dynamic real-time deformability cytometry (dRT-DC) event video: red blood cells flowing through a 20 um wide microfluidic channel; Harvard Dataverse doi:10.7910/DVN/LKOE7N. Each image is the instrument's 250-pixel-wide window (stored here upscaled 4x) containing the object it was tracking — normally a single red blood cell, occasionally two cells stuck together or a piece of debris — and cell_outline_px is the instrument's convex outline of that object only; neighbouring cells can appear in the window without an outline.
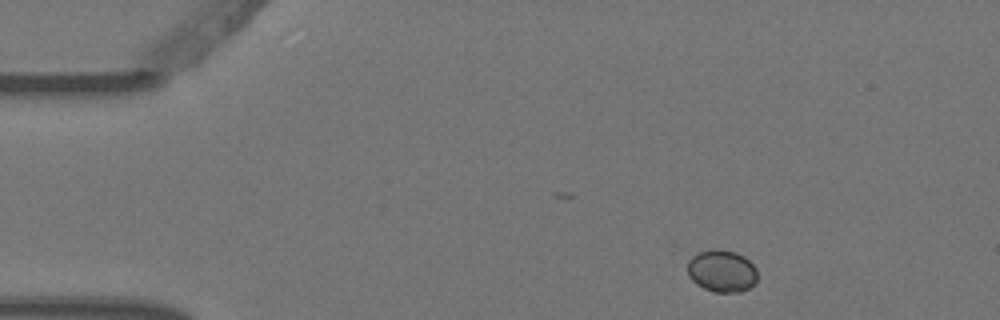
{"species": "Egyptian fruit bat (a non-hibernating species)", "species_latin": "Rousettus aegyptiacus", "temperature_condition": "warm", "stored_images_in_passage": 4, "camera_frame_rate_fps": 3000, "um_per_image_px": 0.085, "animal": {"sex": "female"}, "frame": {"image": 1, "passage_image": 1, "time_ms": 0.0, "image_size_px": [1000, 320], "cell_outline_px": [[756, 280], [748, 288], [740, 292], [716, 292], [704, 288], [696, 284], [688, 276], [688, 260], [692, 256], [700, 252], [716, 248], [736, 252], [744, 256], [756, 268]], "centroid_in_image_um": [61.34, 23.02], "position_along_channel_um": 23.7, "area_um2": 17.11}}
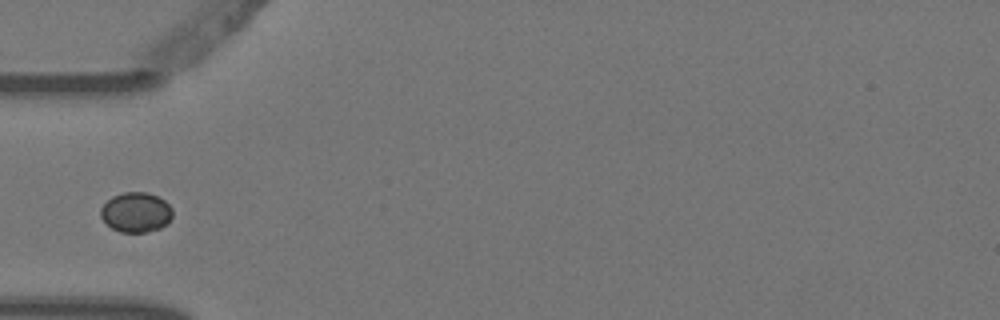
{"frame": {"image": 2, "passage_image": 4, "time_ms": 1.0, "image_size_px": [1000, 320], "cell_outline_px": [[172, 216], [168, 224], [160, 228], [148, 232], [120, 232], [112, 228], [100, 216], [100, 208], [112, 196], [124, 192], [148, 192], [164, 200], [172, 208]], "centroid_in_image_um": [11.57, 18.04], "position_along_channel_um": 73.4, "area_um2": 16.76}}